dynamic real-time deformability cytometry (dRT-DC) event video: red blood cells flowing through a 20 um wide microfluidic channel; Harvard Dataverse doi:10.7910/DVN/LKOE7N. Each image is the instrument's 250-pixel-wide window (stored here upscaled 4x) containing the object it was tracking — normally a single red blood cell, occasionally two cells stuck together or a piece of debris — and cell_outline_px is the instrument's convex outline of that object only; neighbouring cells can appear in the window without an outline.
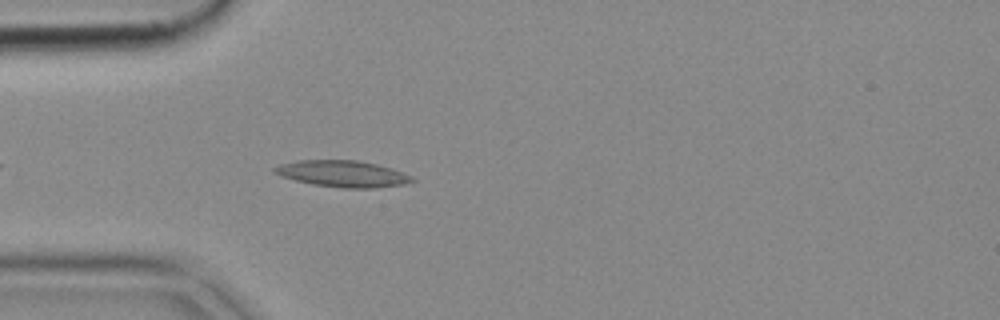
{"species": "common noctule bat (a hibernating species)", "species_latin": "Nyctalus noctula", "temperature_condition": "cold", "stored_images_in_passage": 24, "camera_frame_rate_fps": 3000, "um_per_image_px": 0.085, "animal": {"sex": "female", "body_mass_g": 18.4}, "frame": {"image": 1, "passage_image": 5, "time_ms": 1.333, "image_size_px": [1000, 320], "cell_outline_px": [[416, 180], [404, 184], [376, 188], [344, 188], [312, 184], [280, 176], [272, 172], [272, 168], [280, 164], [300, 160], [356, 160], [376, 164], [392, 168], [412, 176]], "centroid_in_image_um": [29.12, 14.77], "position_along_channel_um": 55.9, "area_um2": 21.21}}
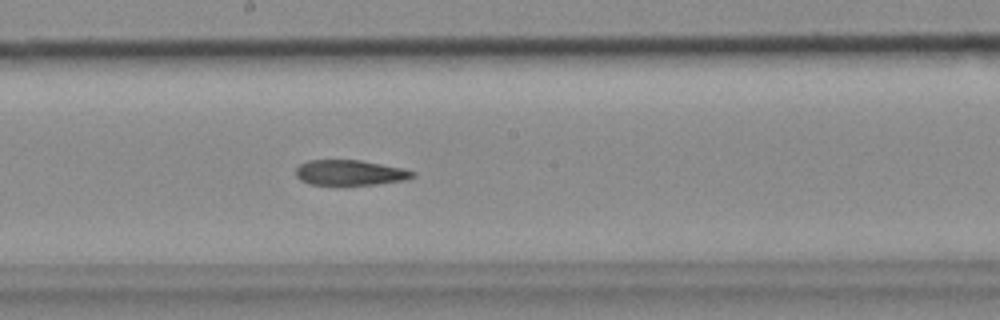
{"frame": {"image": 2, "passage_image": 18, "time_ms": 5.667, "image_size_px": [1000, 320], "cell_outline_px": [[416, 176], [404, 180], [380, 184], [308, 184], [300, 180], [296, 176], [296, 168], [300, 164], [308, 160], [360, 160], [400, 168], [416, 172]], "centroid_in_image_um": [29.73, 14.67], "position_along_channel_um": 218.5, "area_um2": 17.05}}
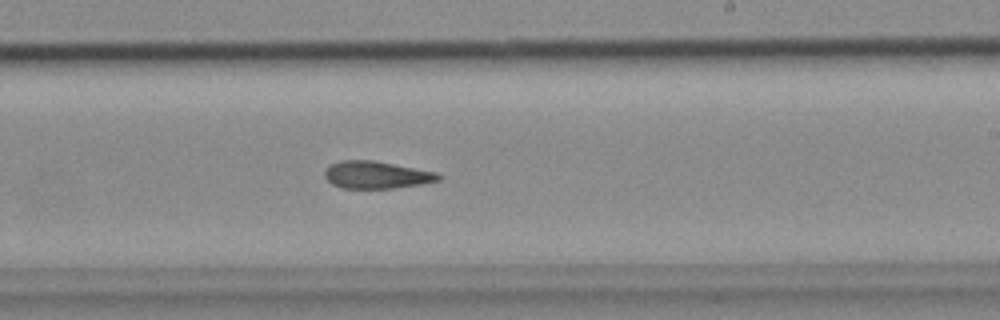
{"frame": {"image": 3, "passage_image": 21, "time_ms": 6.667, "image_size_px": [1000, 320], "cell_outline_px": [[440, 180], [420, 184], [392, 188], [340, 188], [332, 184], [324, 176], [324, 172], [332, 164], [340, 160], [372, 160], [436, 172], [440, 176]], "centroid_in_image_um": [31.97, 14.87], "position_along_channel_um": 257.0, "area_um2": 17.86}}